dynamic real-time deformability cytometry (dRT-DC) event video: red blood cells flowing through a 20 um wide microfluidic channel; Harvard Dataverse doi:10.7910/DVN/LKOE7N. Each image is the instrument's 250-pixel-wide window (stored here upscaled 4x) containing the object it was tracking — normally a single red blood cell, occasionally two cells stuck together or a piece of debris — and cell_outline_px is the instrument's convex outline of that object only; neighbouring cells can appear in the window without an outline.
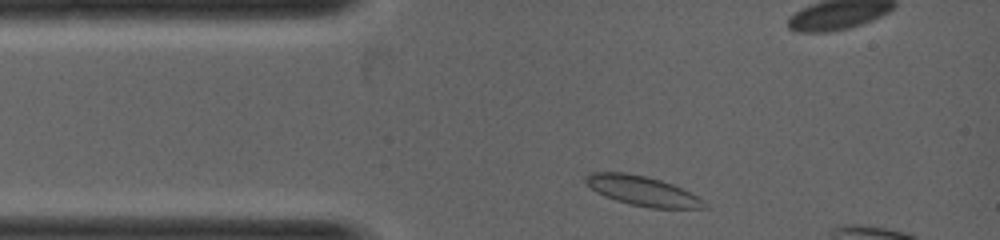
{"species": "common noctule bat (a hibernating species)", "species_latin": "Nyctalus noctula", "temperature_condition": "warm", "stored_images_in_passage": 8, "camera_frame_rate_fps": 5000, "um_per_image_px": 0.085, "animal": {"sex": "female", "body_mass_g": 19.0, "forearm_length_mm": 53.3}, "frame": {"image": 1, "passage_image": 1, "time_ms": 0.0, "image_size_px": [1000, 240], "cell_outline_px": [[708, 208], [648, 208], [616, 200], [604, 196], [596, 192], [584, 180], [584, 176], [588, 172], [624, 172], [644, 176], [660, 180], [672, 184], [696, 196]], "centroid_in_image_um": [54.52, 16.21], "position_along_channel_um": 30.5, "area_um2": 20.11}}
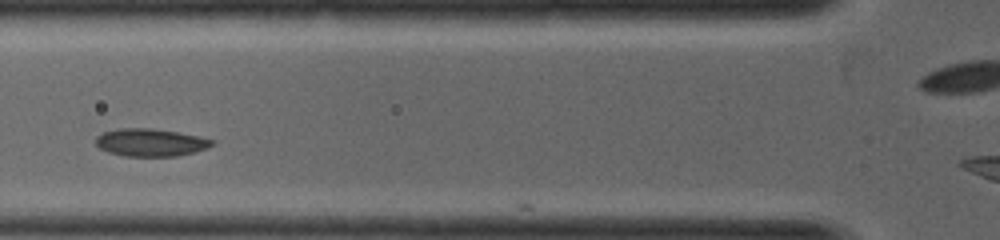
{"frame": {"image": 2, "passage_image": 6, "time_ms": 1.0, "image_size_px": [1000, 240], "cell_outline_px": [[216, 144], [208, 148], [176, 156], [124, 156], [108, 152], [100, 148], [96, 144], [96, 136], [104, 132], [120, 128], [152, 128], [200, 136], [216, 140]], "centroid_in_image_um": [12.83, 12.11], "position_along_channel_um": 113.0, "area_um2": 18.79}}